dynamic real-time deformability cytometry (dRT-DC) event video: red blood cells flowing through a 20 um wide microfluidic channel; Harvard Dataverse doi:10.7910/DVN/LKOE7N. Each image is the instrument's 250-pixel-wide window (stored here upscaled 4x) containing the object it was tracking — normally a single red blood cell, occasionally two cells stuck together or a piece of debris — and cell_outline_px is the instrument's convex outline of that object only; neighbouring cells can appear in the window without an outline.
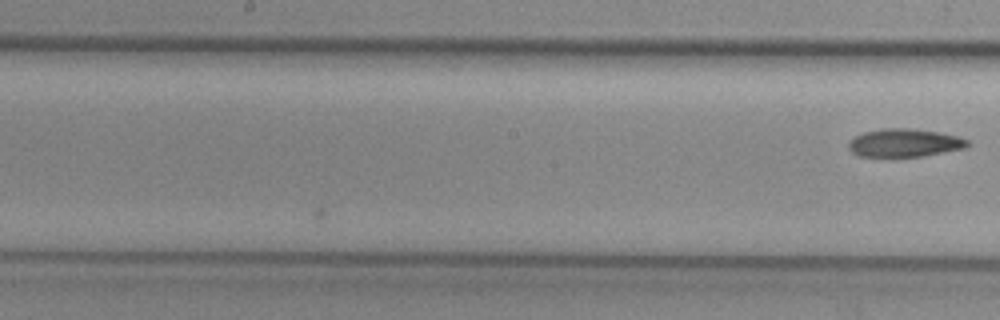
{"species": "common noctule bat (a hibernating species)", "species_latin": "Nyctalus noctula", "temperature_condition": "cold", "stored_images_in_passage": 5, "camera_frame_rate_fps": 3000, "um_per_image_px": 0.085, "animal": {"sex": "female", "body_mass_g": 29.2, "forearm_length_mm": 56.3}, "frame": {"image": 1, "passage_image": 5, "time_ms": 1.333, "image_size_px": [1000, 320], "cell_outline_px": [[968, 144], [964, 148], [924, 156], [892, 160], [860, 156], [852, 152], [848, 148], [848, 140], [864, 132], [884, 128], [912, 128], [960, 136], [968, 140]], "centroid_in_image_um": [76.82, 12.19], "position_along_channel_um": 171.4, "area_um2": 20.29}}